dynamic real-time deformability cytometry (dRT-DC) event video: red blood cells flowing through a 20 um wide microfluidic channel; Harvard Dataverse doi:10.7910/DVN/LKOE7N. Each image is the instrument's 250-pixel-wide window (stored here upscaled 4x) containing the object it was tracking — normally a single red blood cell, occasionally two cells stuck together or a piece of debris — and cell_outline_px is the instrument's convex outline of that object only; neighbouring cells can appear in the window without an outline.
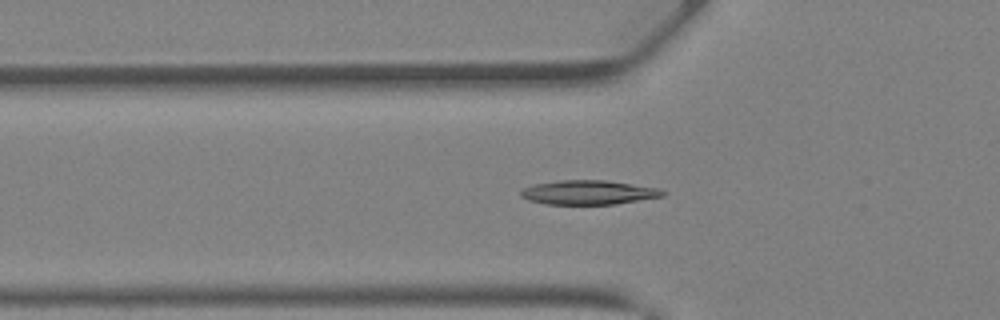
{"species": "Egyptian fruit bat (a non-hibernating species)", "species_latin": "Rousettus aegyptiacus", "temperature_condition": "warm", "stored_images_in_passage": 31, "camera_frame_rate_fps": 3000, "um_per_image_px": 0.085, "animal": {"sex": "female"}, "frame": {"image": 1, "passage_image": 4, "time_ms": 1.0, "image_size_px": [1000, 320], "cell_outline_px": [[664, 196], [616, 204], [544, 204], [528, 200], [520, 196], [520, 192], [524, 188], [536, 184], [560, 180], [604, 180], [632, 184], [656, 188], [664, 192]], "centroid_in_image_um": [49.98, 16.36], "position_along_channel_um": 75.8, "area_um2": 19.83}}
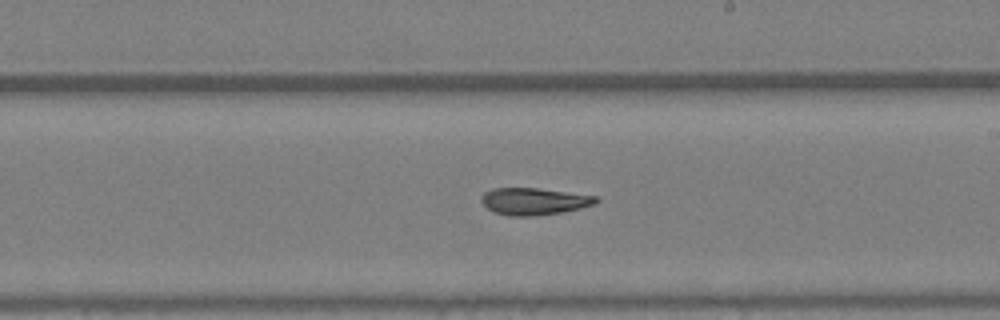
{"frame": {"image": 2, "passage_image": 14, "time_ms": 4.333, "image_size_px": [1000, 320], "cell_outline_px": [[600, 200], [596, 204], [580, 208], [560, 212], [532, 216], [508, 216], [492, 212], [480, 200], [484, 192], [492, 188], [540, 188], [596, 196]], "centroid_in_image_um": [45.38, 17.11], "position_along_channel_um": 243.6, "area_um2": 18.09}}
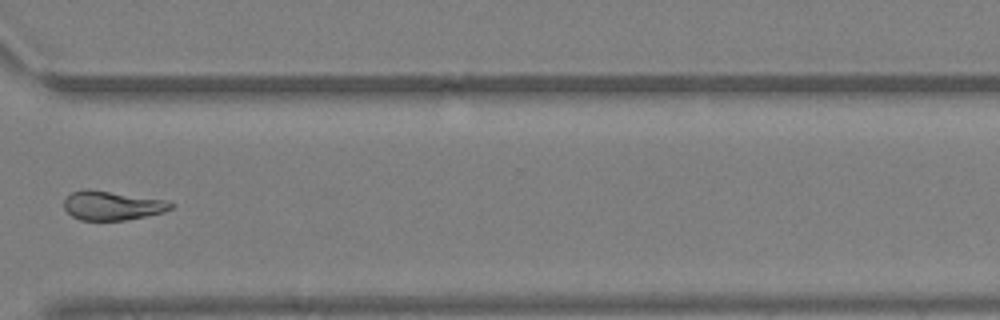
{"frame": {"image": 3, "passage_image": 21, "time_ms": 6.667, "image_size_px": [1000, 320], "cell_outline_px": [[176, 204], [172, 208], [164, 212], [124, 220], [80, 220], [72, 216], [64, 208], [64, 200], [72, 192], [88, 188], [168, 200]], "centroid_in_image_um": [9.56, 17.46], "position_along_channel_um": 361.0, "area_um2": 18.21}}